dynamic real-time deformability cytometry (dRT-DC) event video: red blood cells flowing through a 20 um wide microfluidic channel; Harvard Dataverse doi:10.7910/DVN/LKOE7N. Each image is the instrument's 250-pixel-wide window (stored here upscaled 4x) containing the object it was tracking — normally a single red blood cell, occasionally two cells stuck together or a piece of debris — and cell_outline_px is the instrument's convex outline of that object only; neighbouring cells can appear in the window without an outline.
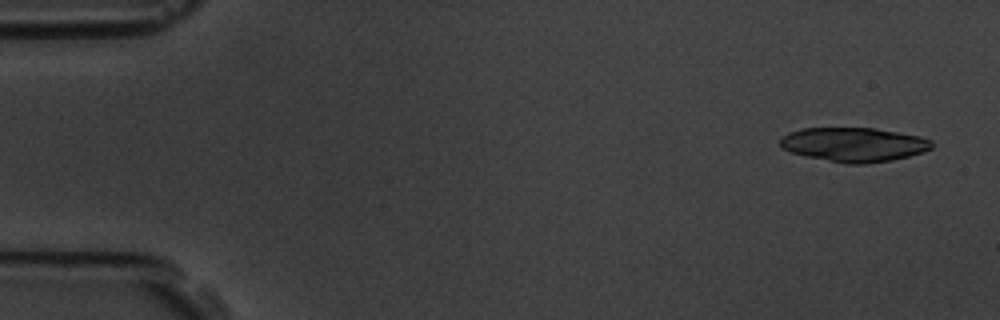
{"species": "common noctule bat (a hibernating species)", "species_latin": "Nyctalus noctula", "temperature_condition": "room temperature", "stored_images_in_passage": 6, "camera_frame_rate_fps": 3000, "um_per_image_px": 0.085, "animal": {"sex": "male", "body_mass_g": 19.5, "forearm_length_mm": 54.6}, "frame": {"image": 1, "passage_image": 1, "time_ms": 0.0, "image_size_px": [1000, 320], "cell_outline_px": [[936, 144], [932, 148], [924, 152], [892, 160], [864, 164], [844, 164], [804, 156], [780, 148], [780, 136], [788, 132], [800, 128], [876, 128], [920, 136], [932, 140]], "centroid_in_image_um": [72.57, 12.29], "position_along_channel_um": 12.4, "area_um2": 30.69}}